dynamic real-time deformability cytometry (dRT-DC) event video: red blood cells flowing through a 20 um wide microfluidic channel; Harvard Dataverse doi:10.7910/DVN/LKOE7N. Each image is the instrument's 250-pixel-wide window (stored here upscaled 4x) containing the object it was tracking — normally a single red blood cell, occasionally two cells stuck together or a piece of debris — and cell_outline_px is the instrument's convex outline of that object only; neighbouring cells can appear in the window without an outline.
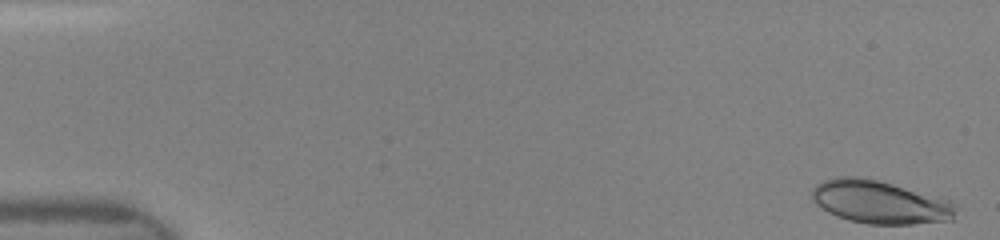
{"species": "human", "species_latin": "Homo sapiens", "temperature_condition": "room temperature", "stored_images_in_passage": 12, "camera_frame_rate_fps": 3000, "um_per_image_px": 0.085, "donor": {"sex": "female"}, "frame": {"image": 1, "passage_image": 1, "time_ms": 0.0, "image_size_px": [1000, 240], "cell_outline_px": [[956, 220], [912, 224], [868, 224], [848, 220], [836, 216], [828, 212], [816, 204], [808, 196], [812, 188], [816, 184], [824, 180], [836, 176], [856, 176], [880, 180], [940, 196], [952, 200], [956, 204]], "centroid_in_image_um": [74.81, 17.17], "position_along_channel_um": 10.2, "area_um2": 37.05}}
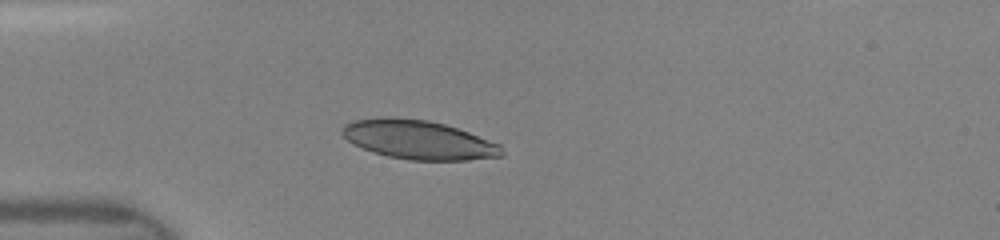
{"frame": {"image": 2, "passage_image": 7, "time_ms": 4.0, "image_size_px": [1000, 240], "cell_outline_px": [[504, 156], [468, 160], [408, 160], [388, 156], [372, 152], [352, 144], [340, 132], [344, 124], [352, 120], [384, 116], [396, 116], [428, 120], [444, 124], [468, 132], [500, 144], [504, 152]], "centroid_in_image_um": [35.53, 11.87], "position_along_channel_um": 49.5, "area_um2": 36.59}}
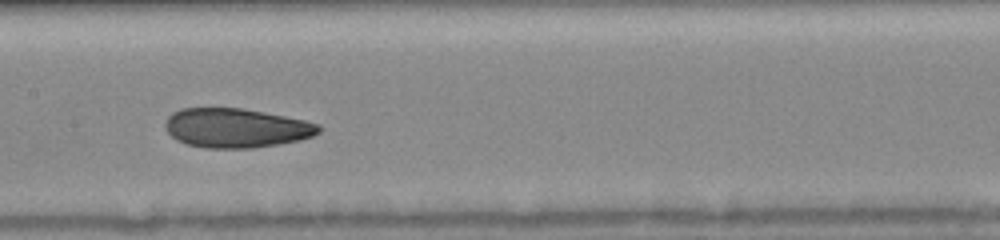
{"frame": {"image": 3, "passage_image": 11, "time_ms": 7.667, "image_size_px": [1000, 240], "cell_outline_px": [[320, 132], [312, 136], [300, 140], [280, 144], [252, 148], [208, 148], [188, 144], [176, 140], [164, 128], [164, 124], [168, 116], [172, 112], [180, 108], [240, 108], [264, 112], [304, 120], [320, 124]], "centroid_in_image_um": [20.06, 10.88], "position_along_channel_um": 187.3, "area_um2": 35.2}}